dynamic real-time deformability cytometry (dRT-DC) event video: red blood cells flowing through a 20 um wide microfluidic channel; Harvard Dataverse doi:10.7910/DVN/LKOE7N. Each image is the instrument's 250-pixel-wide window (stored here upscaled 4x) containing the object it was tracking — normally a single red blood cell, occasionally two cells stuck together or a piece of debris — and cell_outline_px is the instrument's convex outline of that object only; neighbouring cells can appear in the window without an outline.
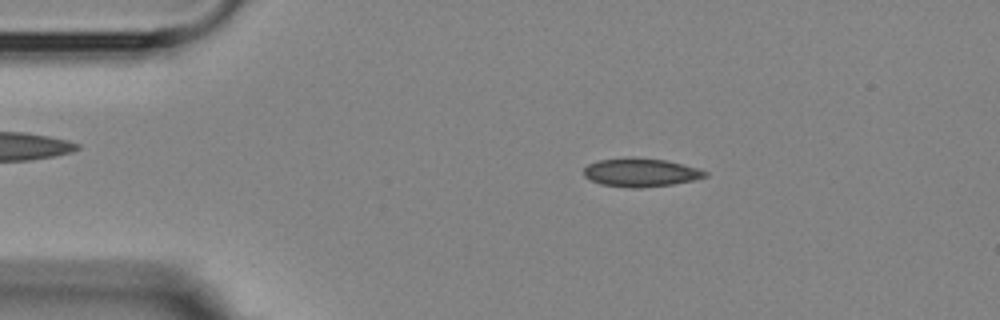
{"species": "Egyptian fruit bat (a non-hibernating species)", "species_latin": "Rousettus aegyptiacus", "temperature_condition": "room temperature", "stored_images_in_passage": 8, "camera_frame_rate_fps": 3000, "um_per_image_px": 0.085, "animal": {"sex": "female"}, "frame": {"image": 1, "passage_image": 1, "time_ms": 0.0, "image_size_px": [1000, 320], "cell_outline_px": [[708, 176], [692, 180], [672, 184], [640, 188], [632, 188], [600, 184], [584, 176], [584, 168], [588, 164], [600, 160], [628, 156], [632, 156], [664, 160], [696, 168], [708, 172]], "centroid_in_image_um": [54.42, 14.65], "position_along_channel_um": 30.6, "area_um2": 20.06}}
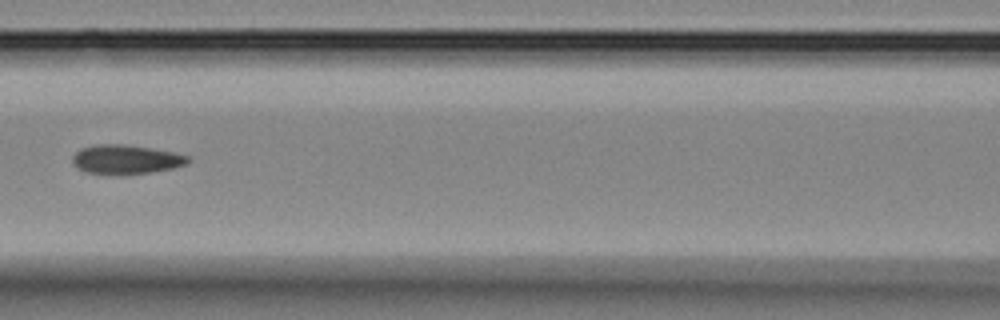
{"frame": {"image": 2, "passage_image": 5, "time_ms": 4.667, "image_size_px": [1000, 320], "cell_outline_px": [[192, 160], [188, 164], [172, 168], [152, 172], [124, 176], [116, 176], [84, 172], [76, 168], [72, 164], [72, 156], [80, 148], [96, 144], [124, 144], [152, 148], [192, 156]], "centroid_in_image_um": [10.69, 13.57], "position_along_channel_um": 155.9, "area_um2": 20.4}}
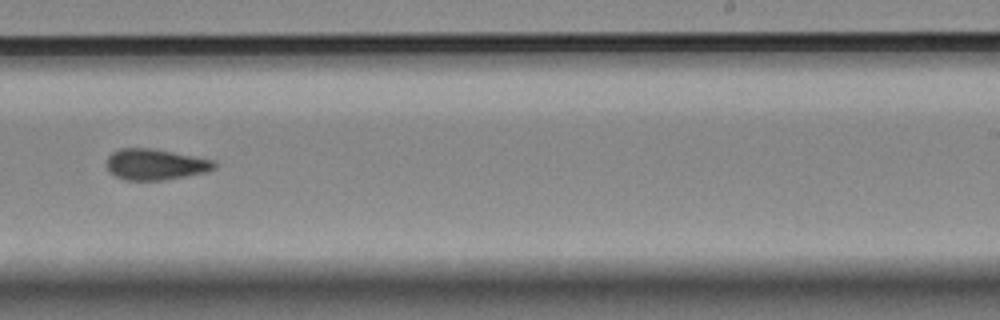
{"frame": {"image": 3, "passage_image": 8, "time_ms": 8.0, "image_size_px": [1000, 320], "cell_outline_px": [[216, 168], [208, 172], [164, 180], [124, 180], [108, 172], [108, 156], [112, 152], [120, 148], [152, 148], [216, 160]], "centroid_in_image_um": [13.24, 13.97], "position_along_channel_um": 275.8, "area_um2": 19.59}}